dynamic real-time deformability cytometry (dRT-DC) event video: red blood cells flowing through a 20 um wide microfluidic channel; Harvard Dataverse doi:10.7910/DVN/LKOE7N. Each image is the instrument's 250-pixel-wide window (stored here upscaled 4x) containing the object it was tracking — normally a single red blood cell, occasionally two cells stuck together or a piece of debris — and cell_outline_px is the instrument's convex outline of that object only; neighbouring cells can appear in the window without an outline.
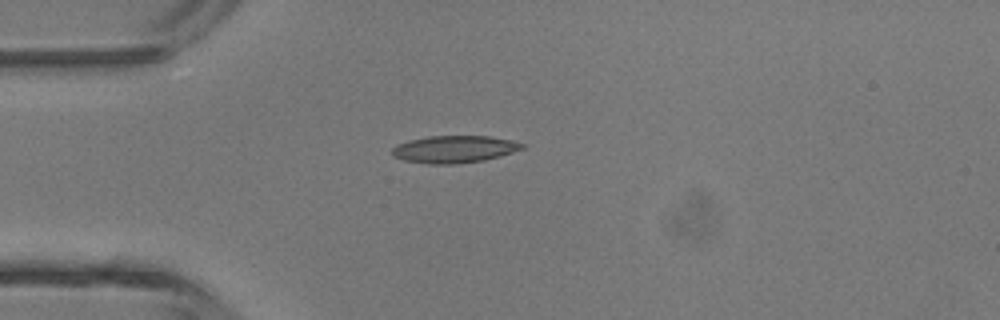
{"species": "common noctule bat (a hibernating species)", "species_latin": "Nyctalus noctula", "temperature_condition": "room temperature", "stored_images_in_passage": 5, "camera_frame_rate_fps": 3000, "um_per_image_px": 0.085, "animal": {"sex": "male", "body_mass_g": 13.3}, "frame": {"image": 1, "passage_image": 4, "time_ms": 4.333, "image_size_px": [1000, 320], "cell_outline_px": [[524, 148], [500, 156], [484, 160], [456, 164], [428, 164], [404, 160], [392, 156], [392, 148], [396, 144], [408, 140], [428, 136], [488, 136], [508, 140], [524, 144]], "centroid_in_image_um": [38.55, 12.68], "position_along_channel_um": 46.4, "area_um2": 20.58}}